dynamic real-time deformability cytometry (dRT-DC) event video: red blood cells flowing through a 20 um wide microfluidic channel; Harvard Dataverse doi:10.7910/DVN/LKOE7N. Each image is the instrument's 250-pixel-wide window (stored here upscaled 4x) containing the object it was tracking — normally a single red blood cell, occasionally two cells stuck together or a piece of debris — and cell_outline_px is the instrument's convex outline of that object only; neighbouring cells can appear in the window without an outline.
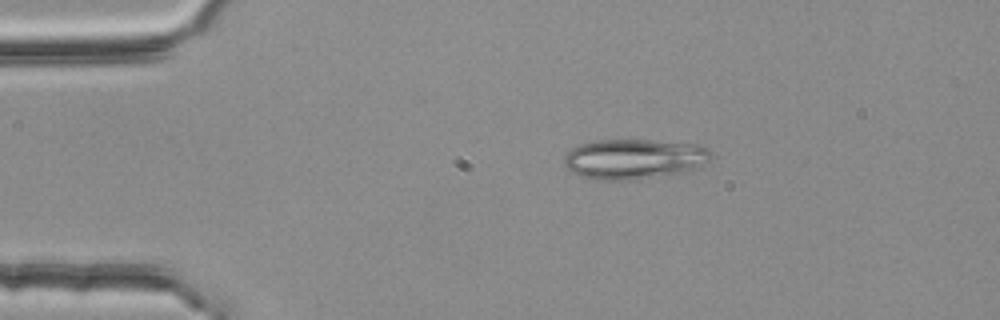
{"species": "common noctule bat (a hibernating species)", "species_latin": "Nyctalus noctula", "temperature_condition": "room temperature", "stored_images_in_passage": 19, "camera_frame_rate_fps": 3000, "um_per_image_px": 0.085, "animal": {"sex": "female", "body_mass_g": 25.1}, "frame": {"image": 1, "passage_image": 1, "time_ms": 0.0, "image_size_px": [1000, 320], "cell_outline_px": [[712, 156], [704, 164], [696, 168], [684, 172], [628, 180], [588, 180], [572, 172], [564, 164], [564, 156], [572, 148], [580, 144], [592, 140], [652, 140], [696, 144], [708, 148], [712, 152]], "centroid_in_image_um": [53.87, 13.51], "position_along_channel_um": 31.1, "area_um2": 34.51}}
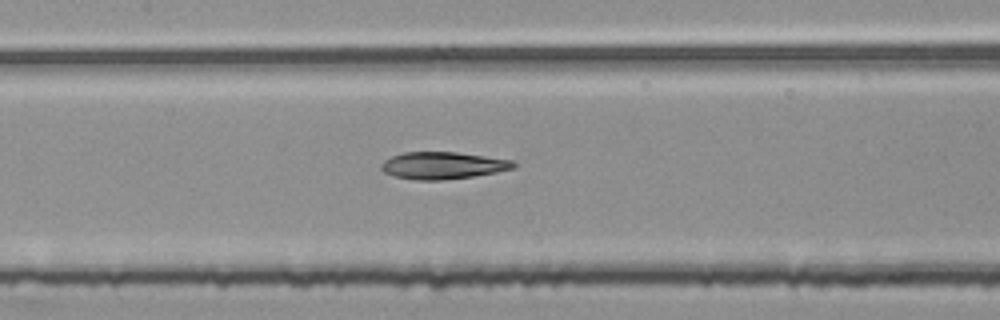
{"frame": {"image": 2, "passage_image": 16, "time_ms": 5.0, "image_size_px": [1000, 320], "cell_outline_px": [[516, 164], [512, 168], [496, 172], [472, 176], [440, 180], [416, 180], [392, 176], [384, 172], [380, 168], [380, 164], [384, 160], [392, 156], [404, 152], [456, 152], [512, 160]], "centroid_in_image_um": [37.57, 14.06], "position_along_channel_um": 169.8, "area_um2": 20.75}}
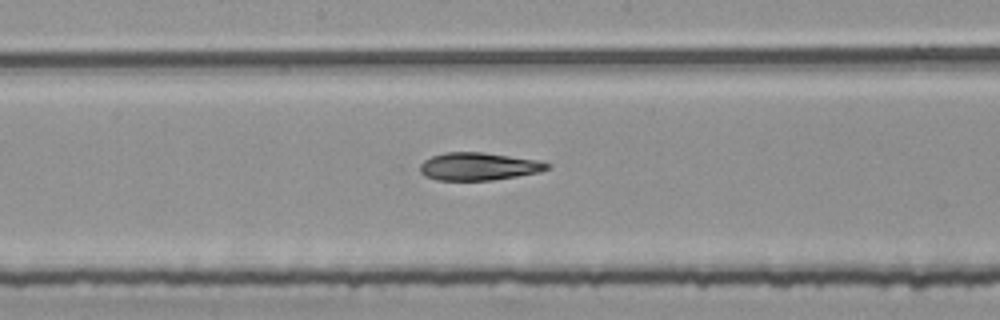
{"frame": {"image": 3, "passage_image": 19, "time_ms": 6.0, "image_size_px": [1000, 320], "cell_outline_px": [[548, 168], [540, 172], [492, 180], [436, 180], [424, 176], [420, 172], [420, 164], [424, 160], [432, 156], [444, 152], [484, 152], [536, 160], [548, 164]], "centroid_in_image_um": [40.61, 14.14], "position_along_channel_um": 207.6, "area_um2": 20.4}}